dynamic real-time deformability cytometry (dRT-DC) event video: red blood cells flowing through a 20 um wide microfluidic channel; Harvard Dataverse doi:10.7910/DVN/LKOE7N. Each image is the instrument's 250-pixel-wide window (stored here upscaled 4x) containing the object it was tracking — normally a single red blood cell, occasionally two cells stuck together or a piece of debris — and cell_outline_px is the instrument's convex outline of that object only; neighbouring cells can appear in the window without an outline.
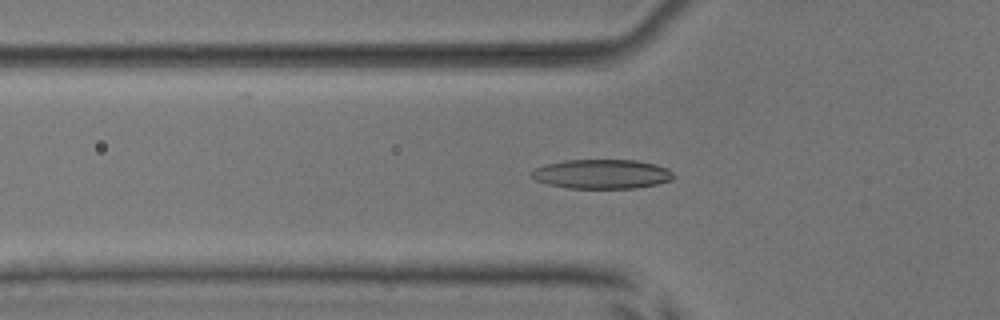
{"species": "common noctule bat (a hibernating species)", "species_latin": "Nyctalus noctula", "temperature_condition": "room temperature", "stored_images_in_passage": 37, "camera_frame_rate_fps": 3000, "um_per_image_px": 0.085, "animal": {"sex": "male", "body_mass_g": 17.9, "forearm_length_mm": 54.2}, "frame": {"image": 1, "passage_image": 11, "time_ms": 3.333, "image_size_px": [1000, 320], "cell_outline_px": [[676, 176], [672, 180], [656, 184], [636, 188], [568, 188], [548, 184], [536, 180], [532, 176], [532, 172], [536, 168], [548, 164], [564, 160], [636, 160], [656, 164], [668, 168]], "centroid_in_image_um": [51.22, 14.79], "position_along_channel_um": 74.6, "area_um2": 24.22}}
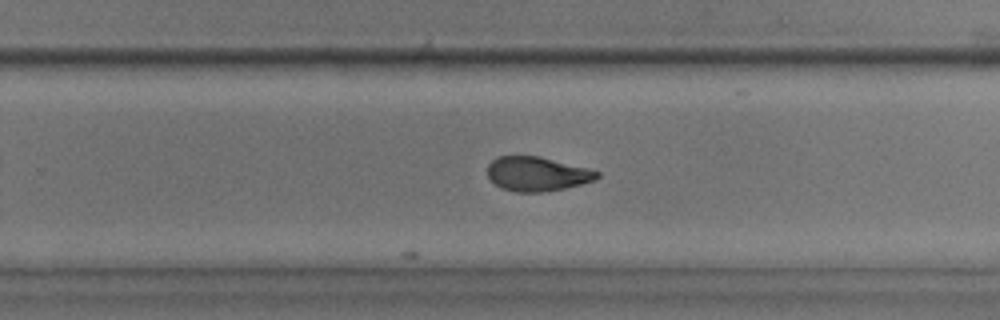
{"frame": {"image": 2, "passage_image": 27, "time_ms": 8.667, "image_size_px": [1000, 320], "cell_outline_px": [[600, 176], [596, 180], [564, 188], [540, 192], [516, 192], [500, 188], [488, 176], [488, 164], [496, 156], [540, 156], [588, 168], [600, 172]], "centroid_in_image_um": [45.65, 14.77], "position_along_channel_um": 284.1, "area_um2": 21.91}}
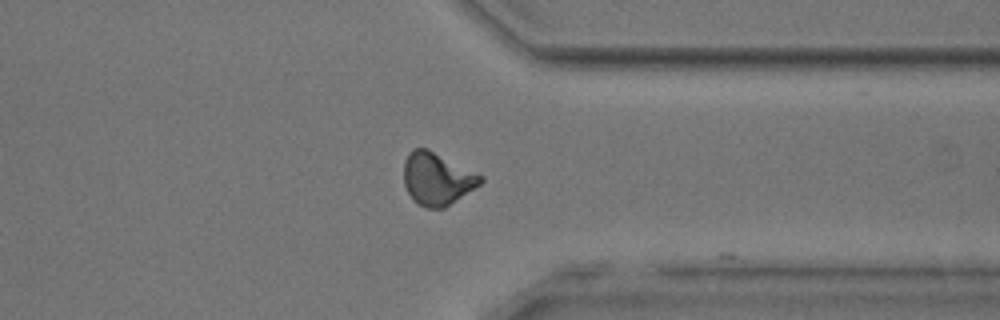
{"frame": {"image": 3, "passage_image": 34, "time_ms": 11.0, "image_size_px": [1000, 320], "cell_outline_px": [[484, 180], [480, 184], [444, 208], [424, 208], [416, 204], [412, 200], [404, 184], [404, 160], [408, 152], [412, 148], [428, 148], [484, 176]], "centroid_in_image_um": [37.12, 15.19], "position_along_channel_um": 374.3, "area_um2": 23.64}, "authors_computed_cell_mechanics": {"area_um2": 23.12, "velocity_mm_per_s": 3.9304, "shape_relaxation_time_tau1_ms": null, "shape_relaxation_time_tau2_ms": 1.9072, "deformation_change_tau1": null, "deformation_change_tau2": 0.0832}}